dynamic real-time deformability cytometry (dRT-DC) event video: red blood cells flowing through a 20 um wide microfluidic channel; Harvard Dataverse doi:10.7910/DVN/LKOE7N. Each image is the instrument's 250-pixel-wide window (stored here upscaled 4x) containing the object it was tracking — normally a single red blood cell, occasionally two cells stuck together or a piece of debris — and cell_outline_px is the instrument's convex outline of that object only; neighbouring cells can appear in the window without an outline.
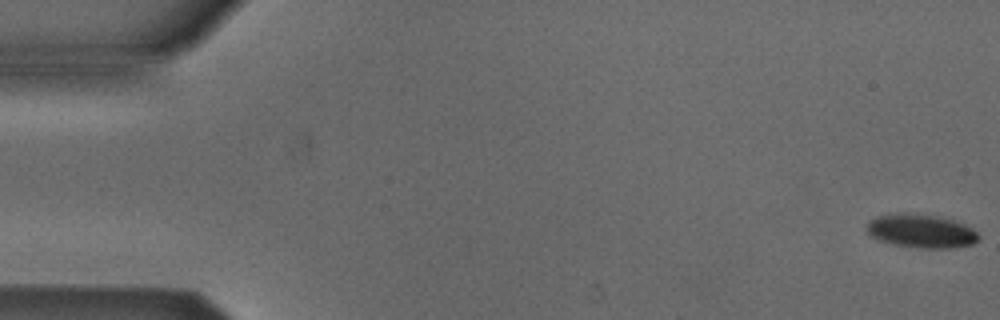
{"species": "Egyptian fruit bat (a non-hibernating species)", "species_latin": "Rousettus aegyptiacus", "temperature_condition": "cold", "stored_images_in_passage": 18, "camera_frame_rate_fps": 3000, "um_per_image_px": 0.085, "animal": {"sex": "male"}, "frame": {"image": 1, "passage_image": 1, "time_ms": 0.0, "image_size_px": [1000, 320], "cell_outline_px": [[980, 236], [972, 244], [948, 248], [920, 248], [896, 244], [880, 240], [872, 236], [868, 232], [868, 224], [876, 216], [896, 212], [940, 216], [964, 224], [972, 228]], "centroid_in_image_um": [78.31, 19.62], "position_along_channel_um": 6.7, "area_um2": 21.56}}
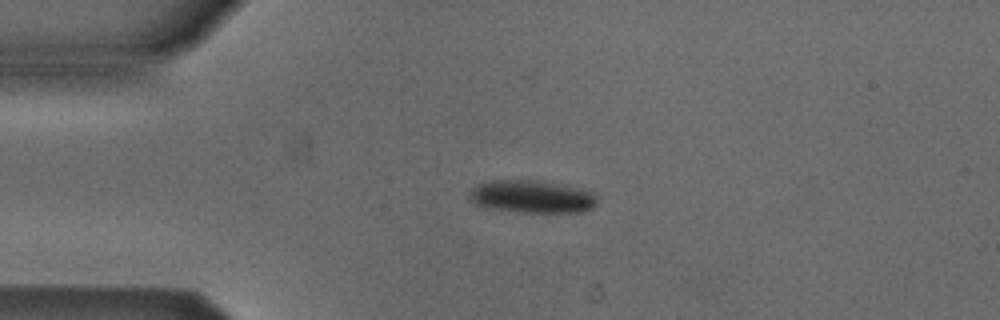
{"frame": {"image": 2, "passage_image": 13, "time_ms": 4.0, "image_size_px": [1000, 320], "cell_outline_px": [[596, 204], [592, 208], [580, 212], [520, 212], [488, 208], [472, 204], [468, 200], [468, 192], [472, 188], [480, 184], [492, 180], [532, 180], [556, 184], [592, 192], [596, 196]], "centroid_in_image_um": [45.12, 16.73], "position_along_channel_um": 39.9, "area_um2": 24.16}}